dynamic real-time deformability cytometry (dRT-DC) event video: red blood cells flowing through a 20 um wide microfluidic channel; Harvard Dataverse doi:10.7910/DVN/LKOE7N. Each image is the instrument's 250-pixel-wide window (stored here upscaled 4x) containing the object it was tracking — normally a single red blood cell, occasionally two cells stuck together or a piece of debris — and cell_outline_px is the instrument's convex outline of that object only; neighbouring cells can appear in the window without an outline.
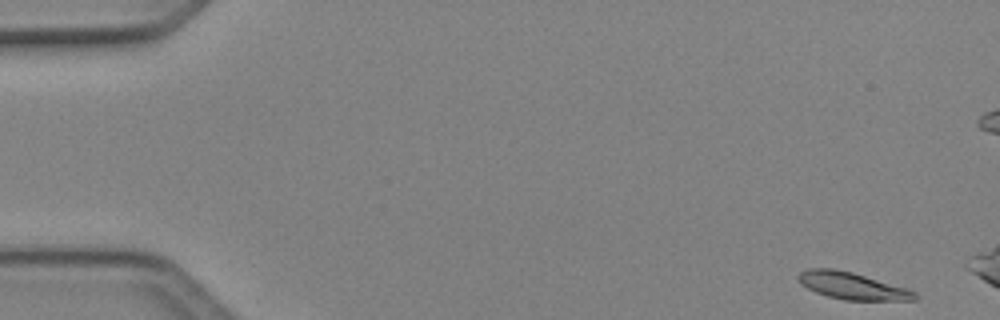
{"species": "Egyptian fruit bat (a non-hibernating species)", "species_latin": "Rousettus aegyptiacus", "temperature_condition": "cold", "stored_images_in_passage": 5, "camera_frame_rate_fps": 3000, "um_per_image_px": 0.085, "animal": {"sex": "female"}, "frame": {"image": 1, "passage_image": 1, "time_ms": 0.0, "image_size_px": [1000, 320], "cell_outline_px": [[916, 300], [844, 300], [828, 296], [816, 292], [800, 284], [796, 276], [800, 272], [808, 268], [832, 268], [852, 272], [908, 288], [916, 292]], "centroid_in_image_um": [72.42, 24.29], "position_along_channel_um": 12.6, "area_um2": 18.32}}